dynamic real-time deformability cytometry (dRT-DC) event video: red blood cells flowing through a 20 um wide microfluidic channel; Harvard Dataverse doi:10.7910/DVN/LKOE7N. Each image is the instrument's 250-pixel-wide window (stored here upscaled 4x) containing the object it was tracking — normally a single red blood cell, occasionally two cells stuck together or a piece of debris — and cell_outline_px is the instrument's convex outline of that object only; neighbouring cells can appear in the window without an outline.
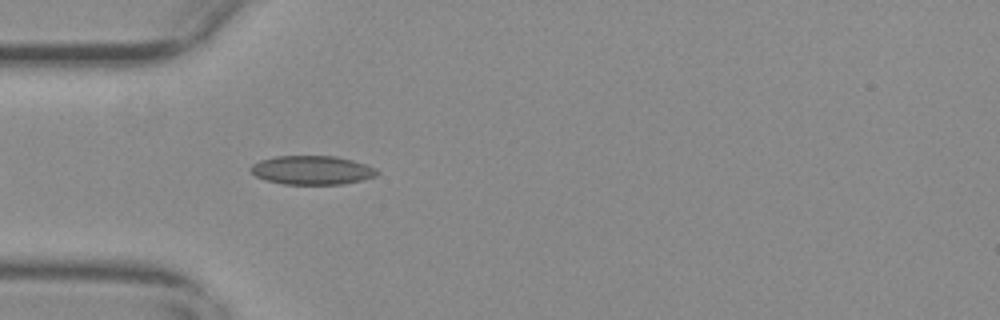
{"species": "common noctule bat (a hibernating species)", "species_latin": "Nyctalus noctula", "temperature_condition": "warm", "stored_images_in_passage": 31, "camera_frame_rate_fps": 3000, "um_per_image_px": 0.085, "animal": {"sex": "female", "body_mass_g": 29.2, "forearm_length_mm": 56.3}, "frame": {"image": 1, "passage_image": 5, "time_ms": 1.333, "image_size_px": [1000, 320], "cell_outline_px": [[380, 172], [376, 176], [344, 184], [284, 184], [268, 180], [256, 176], [248, 168], [252, 164], [260, 160], [276, 156], [336, 156], [352, 160], [376, 168]], "centroid_in_image_um": [26.52, 14.46], "position_along_channel_um": 58.5, "area_um2": 21.15}}
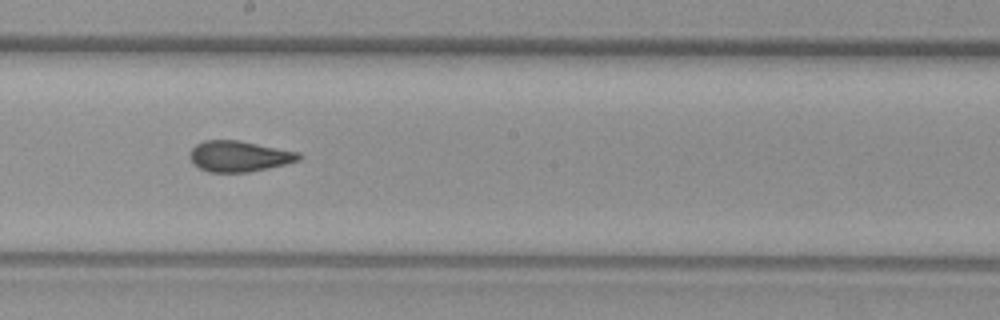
{"frame": {"image": 2, "passage_image": 19, "time_ms": 6.0, "image_size_px": [1000, 320], "cell_outline_px": [[304, 156], [300, 160], [268, 168], [248, 172], [208, 172], [192, 164], [188, 156], [192, 148], [196, 144], [204, 140], [236, 140], [300, 152]], "centroid_in_image_um": [20.31, 13.28], "position_along_channel_um": 227.9, "area_um2": 19.65}}
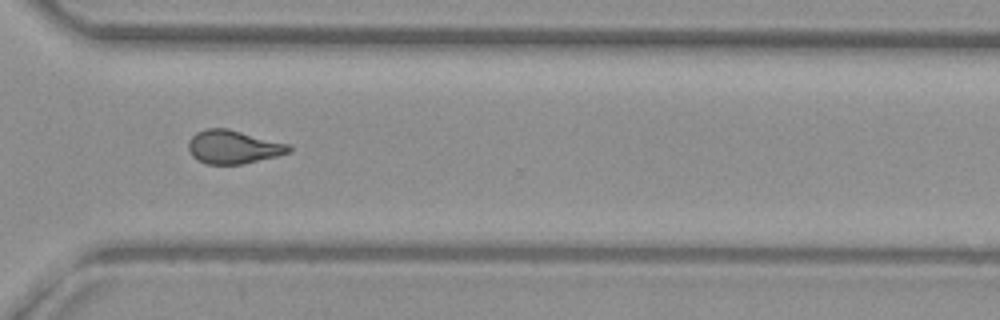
{"frame": {"image": 3, "passage_image": 29, "time_ms": 9.333, "image_size_px": [1000, 320], "cell_outline_px": [[292, 152], [244, 164], [208, 164], [196, 160], [192, 156], [188, 148], [188, 144], [192, 136], [196, 132], [208, 128], [228, 128], [292, 144]], "centroid_in_image_um": [19.87, 12.49], "position_along_channel_um": 350.7, "area_um2": 19.88}, "authors_computed_cell_mechanics": {"area_um2": 19.8832, "velocity_mm_per_s": 3.6832, "shape_relaxation_time_tau1_ms": null, "shape_relaxation_time_tau2_ms": 1.5743, "deformation_change_tau1": null, "deformation_change_tau2": 0.0595}}